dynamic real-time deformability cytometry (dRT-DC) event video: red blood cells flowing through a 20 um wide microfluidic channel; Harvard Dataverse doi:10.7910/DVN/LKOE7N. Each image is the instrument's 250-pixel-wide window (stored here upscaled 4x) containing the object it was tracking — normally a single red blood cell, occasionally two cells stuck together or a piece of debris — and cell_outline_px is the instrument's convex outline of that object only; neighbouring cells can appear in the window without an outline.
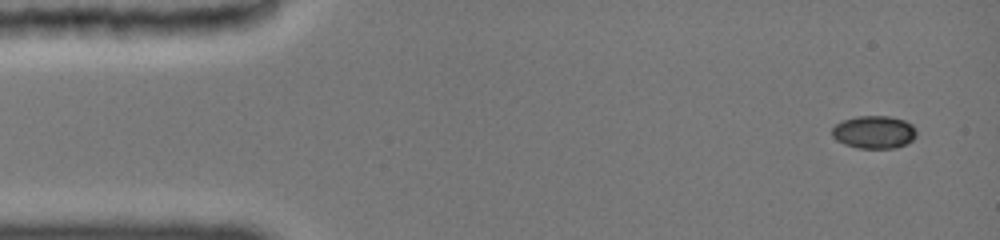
{"species": "common noctule bat (a hibernating species)", "species_latin": "Nyctalus noctula", "temperature_condition": "cold", "stored_images_in_passage": 93, "camera_frame_rate_fps": 3000, "um_per_image_px": 0.085, "animal": {"sex": "female", "body_mass_g": 19.0, "forearm_length_mm": 51.5}, "frame": {"image": 1, "passage_image": 1, "time_ms": 0.0, "image_size_px": [1000, 240], "cell_outline_px": [[916, 136], [912, 140], [896, 148], [860, 148], [844, 144], [836, 140], [832, 136], [832, 128], [836, 124], [844, 120], [860, 116], [888, 116], [904, 120], [912, 124], [916, 132]], "centroid_in_image_um": [74.29, 11.23], "position_along_channel_um": 10.7, "area_um2": 16.01}}
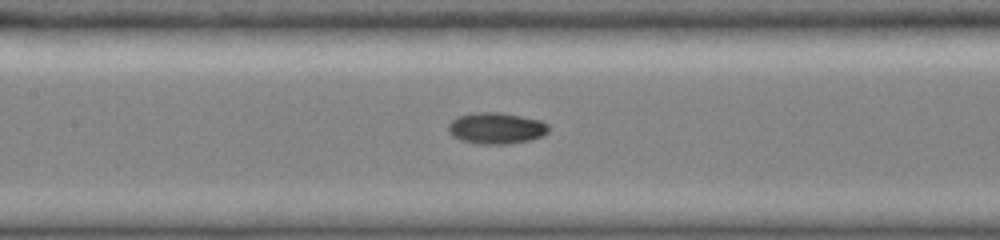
{"frame": {"image": 2, "passage_image": 33, "time_ms": 6.667, "image_size_px": [1000, 240], "cell_outline_px": [[548, 132], [540, 136], [528, 140], [508, 144], [480, 144], [460, 140], [452, 136], [448, 128], [448, 124], [452, 120], [460, 116], [472, 112], [500, 112], [540, 120], [548, 124]], "centroid_in_image_um": [42.16, 10.89], "position_along_channel_um": 165.2, "area_um2": 18.21}}
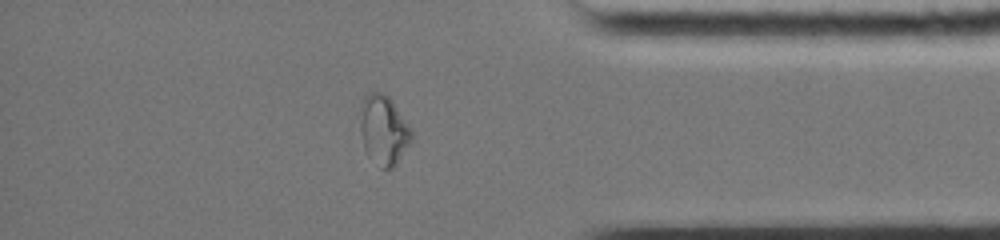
{"frame": {"image": 3, "passage_image": 69, "time_ms": 13.0, "image_size_px": [1000, 240], "cell_outline_px": [[412, 140], [396, 164], [392, 168], [380, 168], [368, 156], [364, 148], [360, 132], [360, 104], [364, 96], [372, 92], [380, 92], [388, 96], [392, 100], [408, 124], [412, 132]], "centroid_in_image_um": [32.59, 11.05], "position_along_channel_um": 402.6, "area_um2": 20.87}, "authors_computed_cell_mechanics": {"area_um2": 17.2244, "velocity_mm_per_s": 3.899, "shape_relaxation_time_tau1_ms": null, "shape_relaxation_time_tau2_ms": 1.5384, "deformation_change_tau1": null, "deformation_change_tau2": 0.0402}}